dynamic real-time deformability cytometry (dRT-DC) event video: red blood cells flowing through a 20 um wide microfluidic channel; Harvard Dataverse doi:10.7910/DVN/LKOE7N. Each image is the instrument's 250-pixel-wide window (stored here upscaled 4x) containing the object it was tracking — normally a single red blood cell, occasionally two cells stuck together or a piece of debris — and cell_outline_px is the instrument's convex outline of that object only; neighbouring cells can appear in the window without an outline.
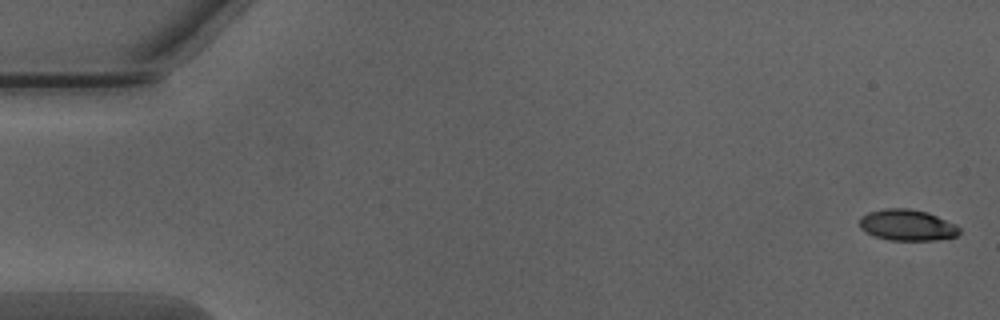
{"species": "Egyptian fruit bat (a non-hibernating species)", "species_latin": "Rousettus aegyptiacus", "temperature_condition": "warm", "stored_images_in_passage": 51, "camera_frame_rate_fps": 3000, "um_per_image_px": 0.085, "animal": {"sex": "male"}, "frame": {"image": 1, "passage_image": 1, "time_ms": 0.0, "image_size_px": [1000, 320], "cell_outline_px": [[960, 232], [956, 236], [936, 240], [888, 240], [864, 232], [860, 228], [860, 216], [868, 212], [884, 208], [908, 208], [928, 212], [956, 224], [960, 228]], "centroid_in_image_um": [77.1, 19.12], "position_along_channel_um": 7.9, "area_um2": 18.26}}
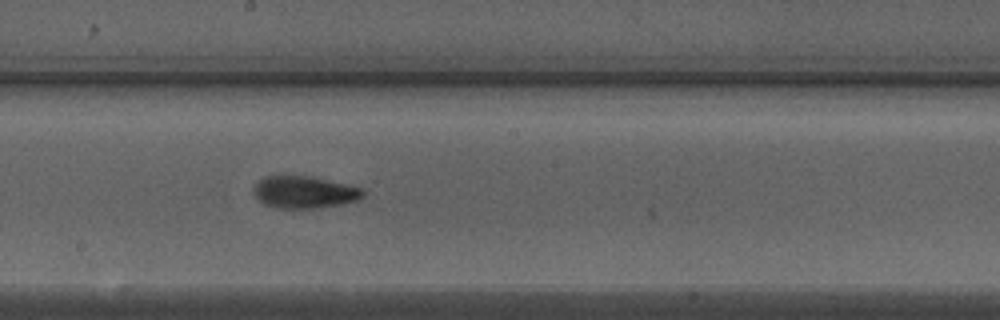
{"frame": {"image": 2, "passage_image": 28, "time_ms": 9.0, "image_size_px": [1000, 320], "cell_outline_px": [[364, 196], [360, 200], [344, 204], [312, 208], [276, 208], [264, 204], [252, 192], [256, 184], [264, 176], [308, 176], [348, 184], [360, 188], [364, 192]], "centroid_in_image_um": [25.89, 16.34], "position_along_channel_um": 222.3, "area_um2": 20.4}}
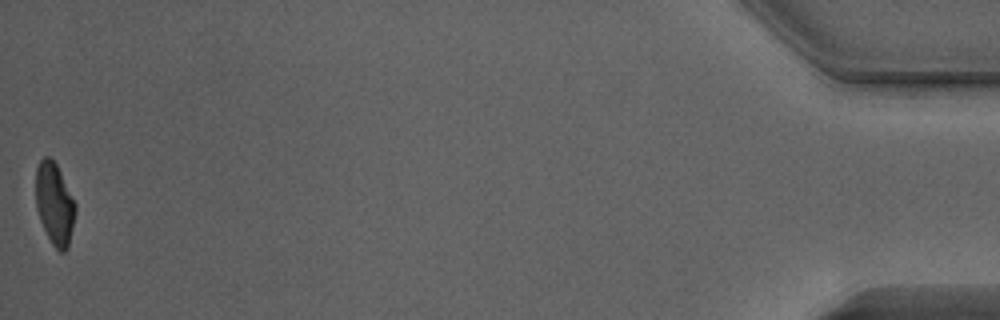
{"frame": {"image": 3, "passage_image": 51, "time_ms": 16.667, "image_size_px": [1000, 320], "cell_outline_px": [[76, 212], [68, 248], [64, 252], [60, 252], [52, 244], [40, 220], [36, 208], [36, 168], [40, 160], [44, 156], [48, 156], [56, 164], [76, 204]], "centroid_in_image_um": [4.64, 17.33], "position_along_channel_um": 430.6, "area_um2": 18.79}, "authors_computed_cell_mechanics": {"area_um2": 19.8254, "velocity_mm_per_s": 4.0396, "shape_relaxation_time_tau1_ms": 3.6099, "shape_relaxation_time_tau2_ms": 1.4353, "deformation_change_tau1": 0.1906, "deformation_change_tau2": 0.0861}}